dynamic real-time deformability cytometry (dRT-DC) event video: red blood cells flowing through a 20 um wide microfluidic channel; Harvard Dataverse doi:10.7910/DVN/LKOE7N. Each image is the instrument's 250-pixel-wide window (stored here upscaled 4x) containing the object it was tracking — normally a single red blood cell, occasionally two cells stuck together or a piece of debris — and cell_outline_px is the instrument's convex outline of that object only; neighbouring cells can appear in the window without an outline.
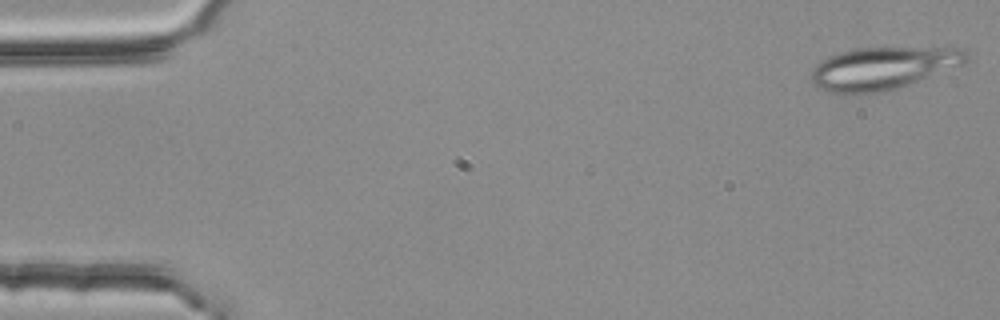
{"species": "common noctule bat (a hibernating species)", "species_latin": "Nyctalus noctula", "temperature_condition": "room temperature", "stored_images_in_passage": 53, "segment_of_instrument_passage": [1, 2], "camera_frame_rate_fps": 3000, "um_per_image_px": 0.085, "animal": {"sex": "female", "body_mass_g": 25.1}, "frame": {"image": 1, "passage_image": 1, "time_ms": 0.0, "image_size_px": [1000, 320], "cell_outline_px": [[972, 56], [964, 64], [908, 84], [884, 92], [856, 96], [852, 96], [824, 92], [812, 84], [812, 68], [816, 64], [828, 56], [852, 48], [968, 48]], "centroid_in_image_um": [75.02, 5.82], "position_along_channel_um": 10.0, "area_um2": 39.25}}